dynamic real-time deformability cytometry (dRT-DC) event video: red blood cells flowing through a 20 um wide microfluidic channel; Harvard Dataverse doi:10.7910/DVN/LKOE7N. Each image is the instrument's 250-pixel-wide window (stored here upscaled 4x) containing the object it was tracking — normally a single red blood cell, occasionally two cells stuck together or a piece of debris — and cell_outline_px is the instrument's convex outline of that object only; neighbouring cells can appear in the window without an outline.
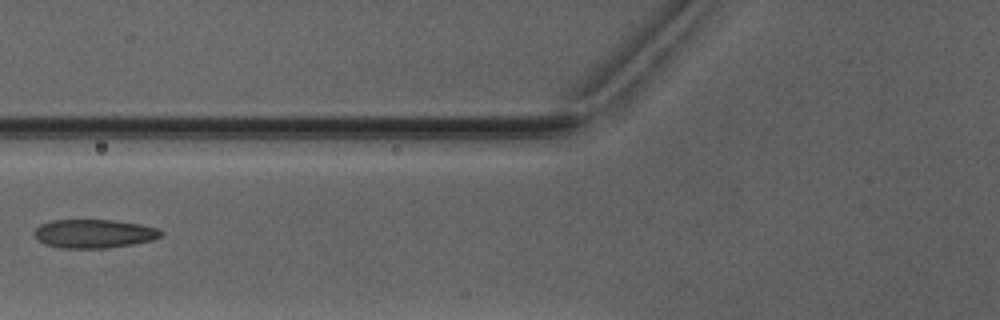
{"species": "Egyptian fruit bat (a non-hibernating species)", "species_latin": "Rousettus aegyptiacus", "temperature_condition": "warm", "stored_images_in_passage": 5, "camera_frame_rate_fps": 3000, "um_per_image_px": 0.085, "animal": {"sex": "male"}, "frame": {"image": 1, "passage_image": 5, "time_ms": 4.667, "image_size_px": [1000, 320], "cell_outline_px": [[164, 232], [160, 236], [152, 240], [132, 244], [108, 248], [60, 248], [44, 244], [32, 232], [40, 224], [52, 220], [112, 220], [140, 224], [160, 228]], "centroid_in_image_um": [8.0, 19.86], "position_along_channel_um": 117.8, "area_um2": 21.21}}